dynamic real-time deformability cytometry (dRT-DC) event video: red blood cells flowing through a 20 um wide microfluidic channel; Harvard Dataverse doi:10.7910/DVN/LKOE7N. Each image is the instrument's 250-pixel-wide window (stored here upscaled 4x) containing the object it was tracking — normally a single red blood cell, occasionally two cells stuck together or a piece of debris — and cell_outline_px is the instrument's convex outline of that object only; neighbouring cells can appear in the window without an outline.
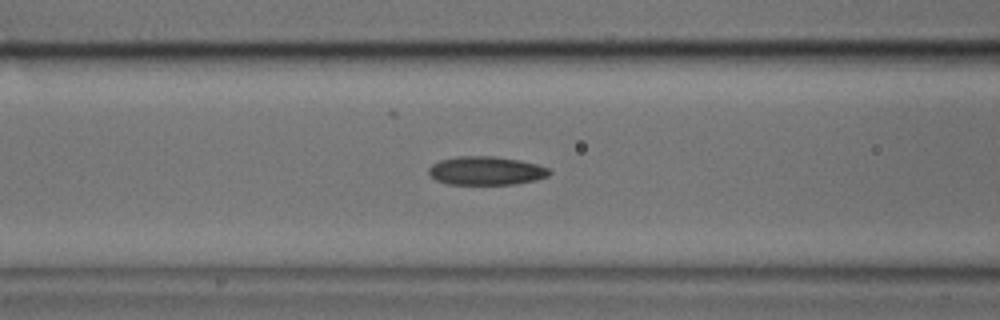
{"species": "common noctule bat (a hibernating species)", "species_latin": "Nyctalus noctula", "temperature_condition": "cold", "stored_images_in_passage": 36, "camera_frame_rate_fps": 3000, "um_per_image_px": 0.085, "animal": {"sex": "male", "body_mass_g": 17.9, "forearm_length_mm": 54.2}, "frame": {"image": 1, "passage_image": 5, "time_ms": 1.333, "image_size_px": [1000, 320], "cell_outline_px": [[552, 172], [548, 176], [536, 180], [512, 184], [448, 184], [436, 180], [428, 172], [428, 168], [432, 164], [440, 160], [456, 156], [496, 156], [520, 160], [536, 164], [548, 168]], "centroid_in_image_um": [41.31, 14.5], "position_along_channel_um": 125.3, "area_um2": 20.11}}
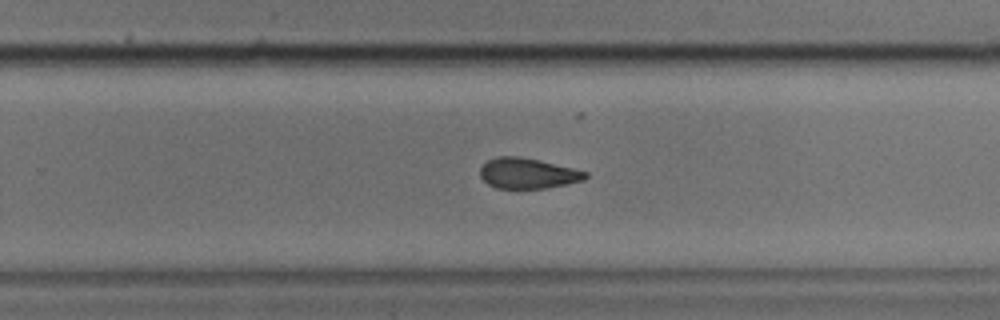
{"frame": {"image": 2, "passage_image": 17, "time_ms": 5.333, "image_size_px": [1000, 320], "cell_outline_px": [[588, 176], [584, 180], [544, 188], [496, 188], [488, 184], [480, 176], [480, 168], [488, 160], [496, 156], [520, 156], [540, 160], [588, 172]], "centroid_in_image_um": [44.84, 14.72], "position_along_channel_um": 285.0, "area_um2": 18.61}}
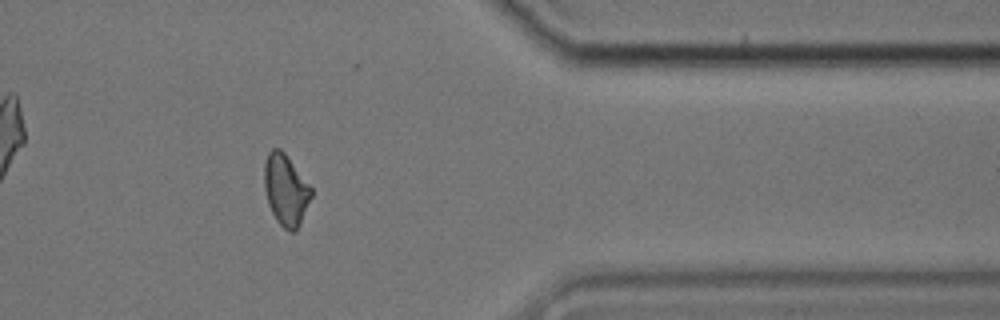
{"frame": {"image": 3, "passage_image": 26, "time_ms": 8.333, "image_size_px": [1000, 320], "cell_outline_px": [[312, 196], [300, 224], [296, 232], [288, 232], [276, 220], [268, 204], [264, 188], [264, 164], [268, 152], [272, 148], [280, 148], [284, 152], [312, 188]], "centroid_in_image_um": [24.28, 16.15], "position_along_channel_um": 387.1, "area_um2": 19.54}}